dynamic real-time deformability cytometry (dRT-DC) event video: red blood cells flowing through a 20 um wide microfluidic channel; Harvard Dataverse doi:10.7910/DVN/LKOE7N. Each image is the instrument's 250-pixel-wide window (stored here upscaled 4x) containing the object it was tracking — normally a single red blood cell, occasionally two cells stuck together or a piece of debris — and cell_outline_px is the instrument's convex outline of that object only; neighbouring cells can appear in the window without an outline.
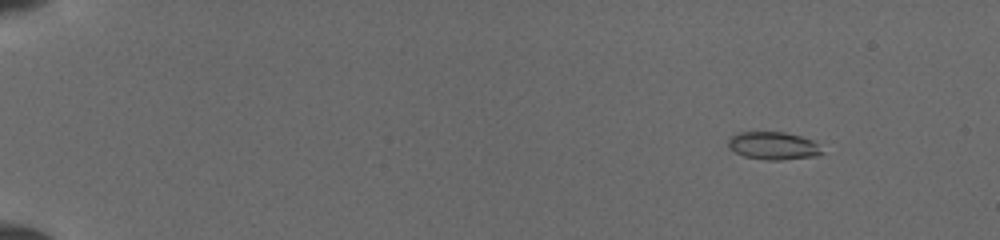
{"species": "common noctule bat (a hibernating species)", "species_latin": "Nyctalus noctula", "temperature_condition": "cold", "stored_images_in_passage": 92, "camera_frame_rate_fps": 3000, "um_per_image_px": 0.085, "animal": {"sex": "female", "body_mass_g": 19.5, "forearm_length_mm": 54.1}, "frame": {"image": 1, "passage_image": 9, "time_ms": 2.0, "image_size_px": [1000, 240], "cell_outline_px": [[824, 152], [816, 156], [780, 160], [768, 160], [744, 156], [728, 148], [728, 140], [732, 136], [740, 132], [784, 132], [800, 136], [812, 140]], "centroid_in_image_um": [65.72, 12.39], "position_along_channel_um": 19.3, "area_um2": 15.03}}
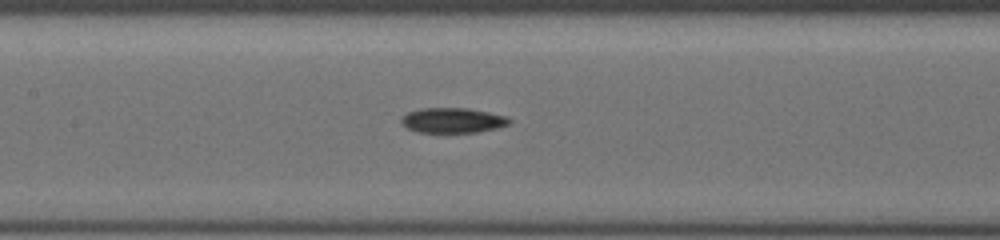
{"frame": {"image": 2, "passage_image": 56, "time_ms": 9.0, "image_size_px": [1000, 240], "cell_outline_px": [[512, 120], [508, 124], [496, 128], [476, 132], [420, 132], [408, 128], [400, 124], [400, 116], [408, 112], [420, 108], [468, 108], [508, 116]], "centroid_in_image_um": [38.45, 10.22], "position_along_channel_um": 169.0, "area_um2": 15.84}}
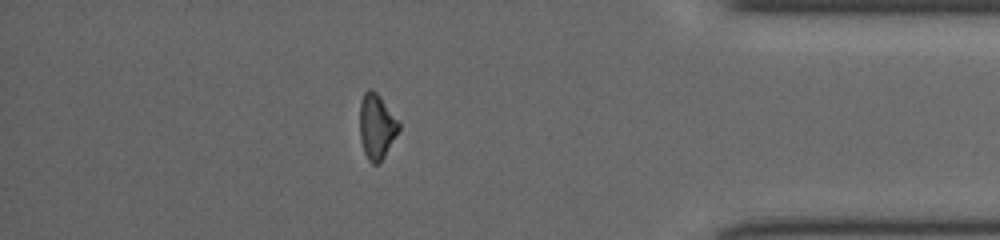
{"frame": {"image": 3, "passage_image": 84, "time_ms": 15.333, "image_size_px": [1000, 240], "cell_outline_px": [[400, 128], [384, 156], [376, 164], [372, 164], [368, 160], [364, 152], [360, 140], [360, 100], [364, 92], [368, 88], [372, 88], [380, 96], [400, 124]], "centroid_in_image_um": [31.98, 10.72], "position_along_channel_um": 403.2, "area_um2": 14.68}}